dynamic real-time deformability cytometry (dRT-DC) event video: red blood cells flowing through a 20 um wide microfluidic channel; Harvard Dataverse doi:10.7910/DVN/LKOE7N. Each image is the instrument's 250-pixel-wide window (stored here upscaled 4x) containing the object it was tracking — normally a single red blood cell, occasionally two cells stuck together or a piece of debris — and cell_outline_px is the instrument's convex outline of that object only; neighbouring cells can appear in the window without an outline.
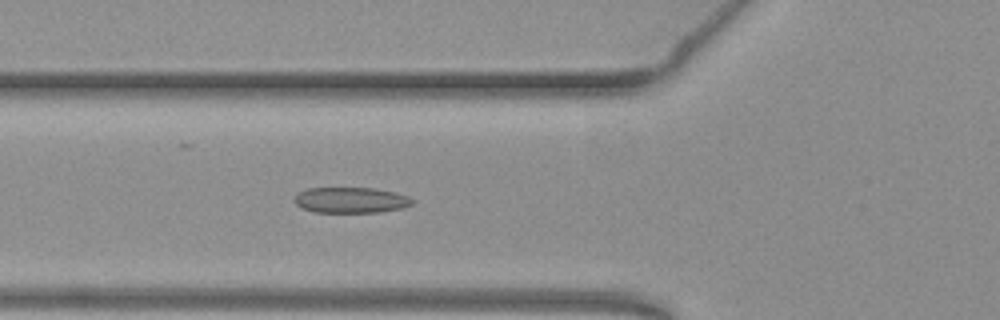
{"species": "common noctule bat (a hibernating species)", "species_latin": "Nyctalus noctula", "temperature_condition": "warm", "stored_images_in_passage": 42, "camera_frame_rate_fps": 3000, "um_per_image_px": 0.085, "animal": {"sex": "female", "body_mass_g": 19.3, "forearm_length_mm": 54.1}, "frame": {"image": 1, "passage_image": 15, "time_ms": 4.667, "image_size_px": [1000, 320], "cell_outline_px": [[412, 204], [400, 208], [380, 212], [316, 212], [300, 208], [292, 200], [296, 192], [308, 188], [376, 188], [396, 192], [408, 196], [412, 200]], "centroid_in_image_um": [29.75, 17.0], "position_along_channel_um": 96.0, "area_um2": 17.8}}
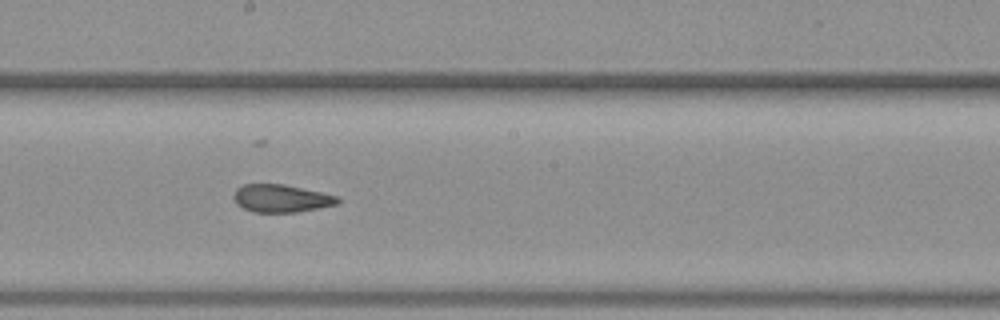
{"frame": {"image": 2, "passage_image": 25, "time_ms": 8.0, "image_size_px": [1000, 320], "cell_outline_px": [[340, 200], [336, 204], [296, 212], [256, 212], [244, 208], [236, 204], [232, 196], [236, 188], [244, 184], [284, 184], [320, 192], [336, 196]], "centroid_in_image_um": [23.84, 16.85], "position_along_channel_um": 224.4, "area_um2": 16.59}}
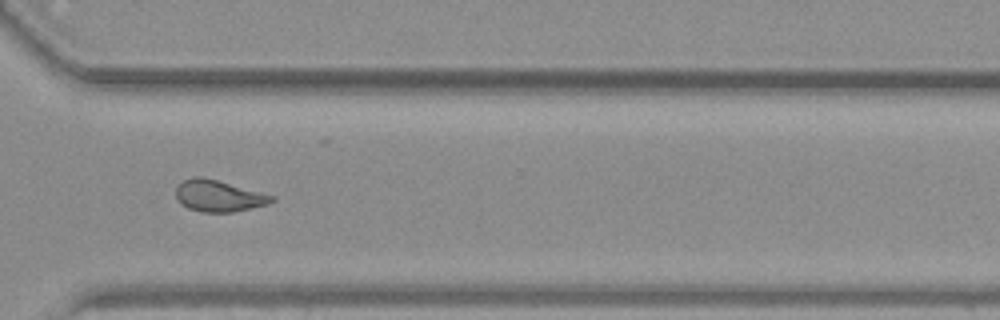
{"frame": {"image": 3, "passage_image": 35, "time_ms": 11.333, "image_size_px": [1000, 320], "cell_outline_px": [[276, 200], [268, 204], [232, 212], [200, 212], [188, 208], [180, 204], [176, 200], [176, 188], [184, 180], [192, 176], [200, 176], [216, 180], [276, 196]], "centroid_in_image_um": [18.57, 16.66], "position_along_channel_um": 352.0, "area_um2": 17.57}, "authors_computed_cell_mechanics": {"area_um2": 17.6579, "velocity_mm_per_s": 3.8294, "shape_relaxation_time_tau1_ms": null, "shape_relaxation_time_tau2_ms": 1.7501, "deformation_change_tau1": null, "deformation_change_tau2": 0.0939}}